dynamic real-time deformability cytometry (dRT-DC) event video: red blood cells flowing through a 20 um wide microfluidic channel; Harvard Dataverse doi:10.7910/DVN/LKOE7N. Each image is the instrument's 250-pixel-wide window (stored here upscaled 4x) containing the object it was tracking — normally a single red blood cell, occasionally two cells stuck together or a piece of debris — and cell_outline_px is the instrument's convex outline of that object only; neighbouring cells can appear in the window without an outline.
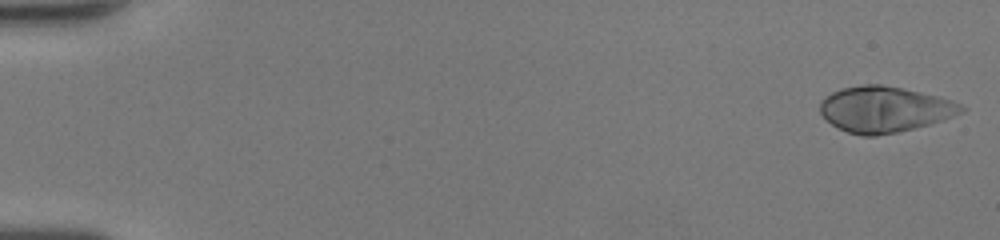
{"species": "human", "species_latin": "Homo sapiens", "temperature_condition": "room temperature", "stored_images_in_passage": 17, "camera_frame_rate_fps": 3000, "um_per_image_px": 0.085, "donor": {"sex": "female"}, "frame": {"image": 1, "passage_image": 1, "time_ms": 0.0, "image_size_px": [1000, 240], "cell_outline_px": [[968, 108], [964, 112], [944, 120], [896, 132], [876, 136], [860, 136], [836, 128], [820, 112], [820, 104], [832, 92], [840, 88], [864, 84], [880, 84], [920, 92], [952, 100]], "centroid_in_image_um": [75.21, 9.3], "position_along_channel_um": 9.8, "area_um2": 37.51}}